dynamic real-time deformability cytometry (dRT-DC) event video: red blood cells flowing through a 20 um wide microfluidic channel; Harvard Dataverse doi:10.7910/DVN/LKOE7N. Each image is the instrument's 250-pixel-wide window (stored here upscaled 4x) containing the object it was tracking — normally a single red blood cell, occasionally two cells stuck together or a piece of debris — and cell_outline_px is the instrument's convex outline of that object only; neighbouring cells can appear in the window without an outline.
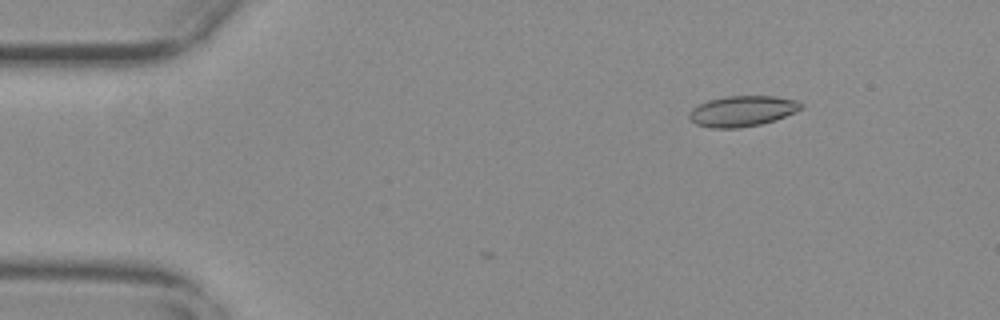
{"species": "common noctule bat (a hibernating species)", "species_latin": "Nyctalus noctula", "temperature_condition": "warm", "stored_images_in_passage": 5, "camera_frame_rate_fps": 3000, "um_per_image_px": 0.085, "animal": {"sex": "female", "body_mass_g": 29.2, "forearm_length_mm": 56.3}, "frame": {"image": 1, "passage_image": 1, "time_ms": 0.0, "image_size_px": [1000, 320], "cell_outline_px": [[804, 108], [776, 120], [760, 124], [740, 128], [712, 128], [696, 124], [688, 116], [692, 108], [708, 100], [724, 96], [776, 96], [800, 100], [804, 104]], "centroid_in_image_um": [63.15, 9.43], "position_along_channel_um": 21.8, "area_um2": 20.17}}